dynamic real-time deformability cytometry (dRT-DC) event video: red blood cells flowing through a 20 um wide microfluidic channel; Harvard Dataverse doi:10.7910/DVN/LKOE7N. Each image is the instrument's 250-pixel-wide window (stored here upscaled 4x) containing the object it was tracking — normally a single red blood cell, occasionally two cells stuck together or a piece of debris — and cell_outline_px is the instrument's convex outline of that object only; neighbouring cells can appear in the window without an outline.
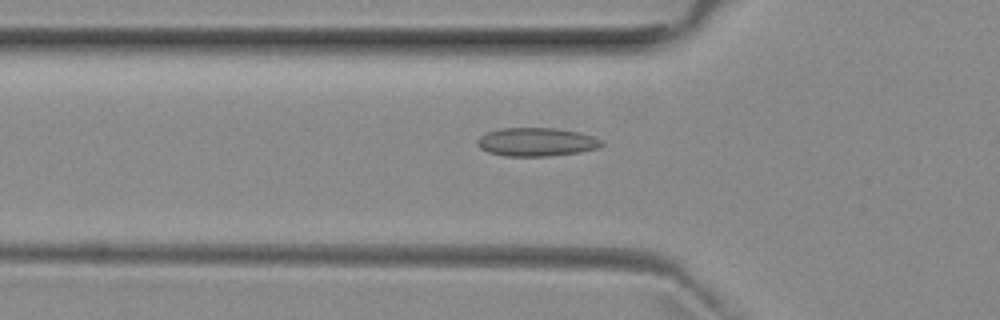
{"species": "common noctule bat (a hibernating species)", "species_latin": "Nyctalus noctula", "temperature_condition": "room temperature", "stored_images_in_passage": 48, "camera_frame_rate_fps": 3000, "um_per_image_px": 0.085, "animal": {"sex": "female", "body_mass_g": 29.2, "forearm_length_mm": 56.3}, "frame": {"image": 1, "passage_image": 13, "time_ms": 4.0, "image_size_px": [1000, 320], "cell_outline_px": [[604, 144], [596, 148], [580, 152], [548, 156], [504, 156], [488, 152], [480, 148], [476, 144], [476, 140], [480, 136], [488, 132], [500, 128], [556, 128], [580, 132], [604, 140]], "centroid_in_image_um": [45.6, 12.06], "position_along_channel_um": 80.2, "area_um2": 20.75}}
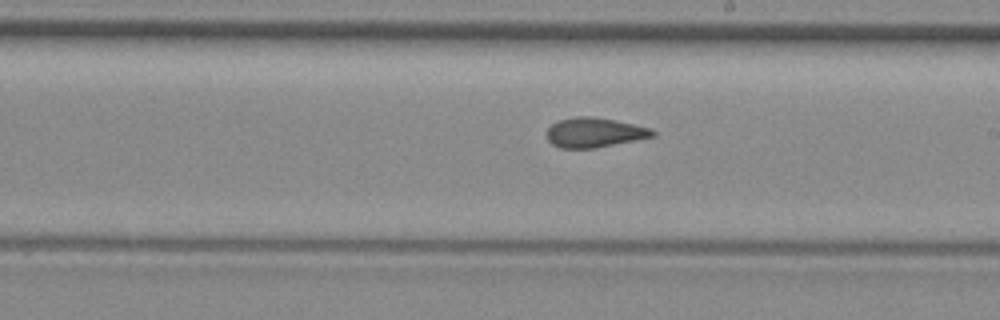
{"frame": {"image": 2, "passage_image": 25, "time_ms": 8.0, "image_size_px": [1000, 320], "cell_outline_px": [[656, 136], [596, 148], [560, 148], [552, 144], [548, 140], [548, 128], [552, 124], [560, 120], [576, 116], [592, 116], [616, 120], [652, 128], [656, 132]], "centroid_in_image_um": [50.57, 11.26], "position_along_channel_um": 238.4, "area_um2": 18.38}}
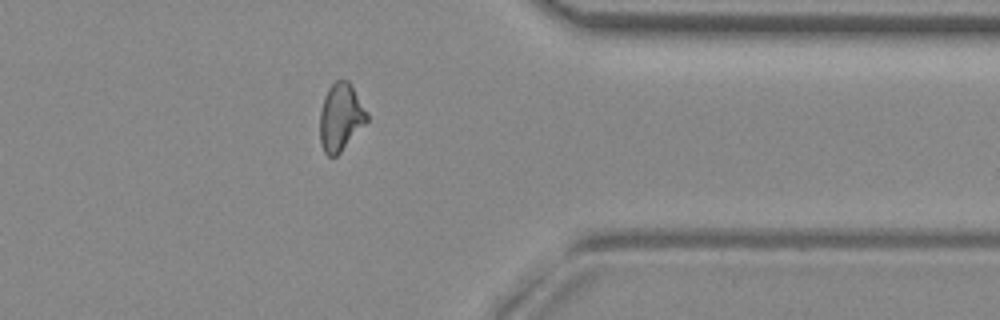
{"frame": {"image": 3, "passage_image": 37, "time_ms": 12.0, "image_size_px": [1000, 320], "cell_outline_px": [[368, 120], [340, 152], [336, 156], [328, 156], [324, 152], [320, 144], [320, 112], [324, 96], [328, 88], [336, 80], [348, 80], [368, 112]], "centroid_in_image_um": [28.94, 9.95], "position_along_channel_um": 382.5, "area_um2": 18.38}, "authors_computed_cell_mechanics": {"area_um2": 18.7561, "velocity_mm_per_s": 3.9408, "shape_relaxation_time_tau1_ms": null, "shape_relaxation_time_tau2_ms": 2.355, "deformation_change_tau1": null, "deformation_change_tau2": 0.0814}}